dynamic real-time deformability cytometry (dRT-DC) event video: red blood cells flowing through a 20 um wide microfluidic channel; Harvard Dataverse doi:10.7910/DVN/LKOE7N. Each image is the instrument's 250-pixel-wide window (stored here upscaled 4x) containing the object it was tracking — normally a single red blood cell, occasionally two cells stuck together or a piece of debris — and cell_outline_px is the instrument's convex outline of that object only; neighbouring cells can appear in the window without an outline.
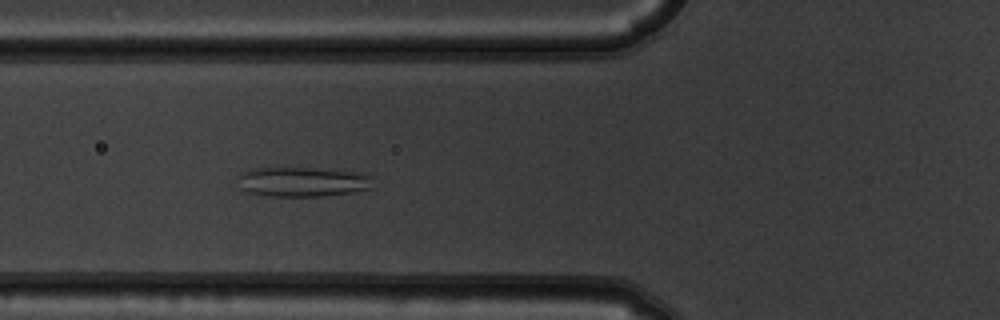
{"species": "common noctule bat (a hibernating species)", "species_latin": "Nyctalus noctula", "temperature_condition": "warm", "stored_images_in_passage": 6, "camera_frame_rate_fps": 3000, "um_per_image_px": 0.085, "animal": {"sex": "male", "body_mass_g": 19.5, "forearm_length_mm": 54.6}, "frame": {"image": 1, "passage_image": 6, "time_ms": 1.667, "image_size_px": [1000, 320], "cell_outline_px": [[372, 188], [352, 192], [320, 196], [268, 196], [244, 192], [240, 188], [240, 172], [248, 168], [312, 168], [364, 172], [372, 176]], "centroid_in_image_um": [25.72, 15.45], "position_along_channel_um": 100.1, "area_um2": 23.64}}